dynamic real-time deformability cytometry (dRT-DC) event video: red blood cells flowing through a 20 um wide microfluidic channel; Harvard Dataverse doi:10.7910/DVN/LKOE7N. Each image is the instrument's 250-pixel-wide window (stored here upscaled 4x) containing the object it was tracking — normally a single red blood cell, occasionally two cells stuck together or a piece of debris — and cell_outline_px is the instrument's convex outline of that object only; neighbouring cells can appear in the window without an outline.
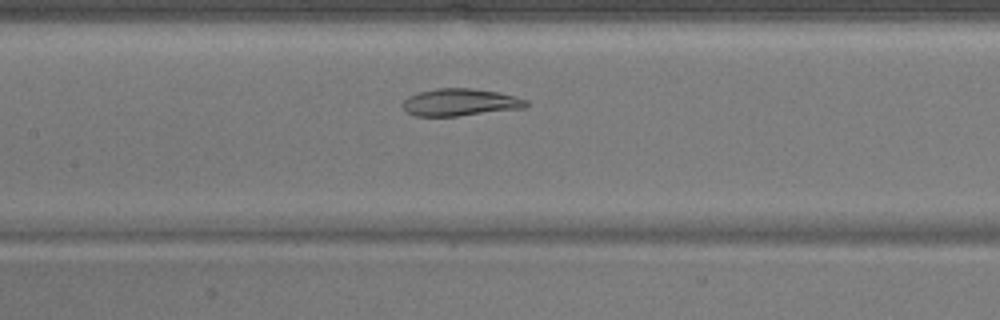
{"species": "common noctule bat (a hibernating species)", "species_latin": "Nyctalus noctula", "temperature_condition": "warm", "stored_images_in_passage": 42, "camera_frame_rate_fps": 3000, "um_per_image_px": 0.085, "animal": {"sex": "male", "body_mass_g": 17.9}, "frame": {"image": 1, "passage_image": 15, "time_ms": 4.667, "image_size_px": [1000, 320], "cell_outline_px": [[528, 104], [524, 108], [456, 116], [416, 116], [404, 112], [404, 100], [408, 96], [420, 92], [436, 88], [472, 88], [500, 92], [528, 100]], "centroid_in_image_um": [39.12, 8.69], "position_along_channel_um": 168.3, "area_um2": 19.59}}
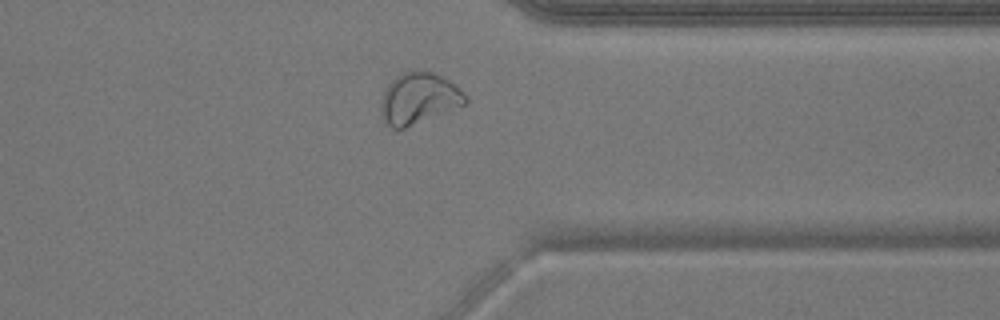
{"frame": {"image": 2, "passage_image": 31, "time_ms": 10.0, "image_size_px": [1000, 320], "cell_outline_px": [[468, 104], [404, 128], [392, 128], [384, 120], [380, 104], [384, 92], [388, 84], [400, 72], [432, 72], [448, 80], [468, 96]], "centroid_in_image_um": [35.62, 8.37], "position_along_channel_um": 375.8, "area_um2": 24.85}}
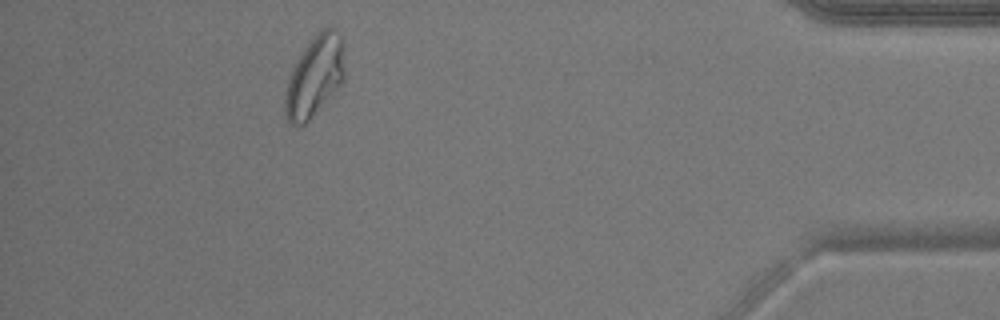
{"frame": {"image": 3, "passage_image": 37, "time_ms": 12.0, "image_size_px": [1000, 320], "cell_outline_px": [[344, 80], [332, 96], [300, 128], [292, 124], [288, 120], [284, 112], [284, 96], [288, 80], [292, 68], [296, 60], [312, 36], [316, 32], [324, 28], [332, 28], [340, 32], [344, 36]], "centroid_in_image_um": [26.76, 6.46], "position_along_channel_um": 408.4, "area_um2": 28.55}}